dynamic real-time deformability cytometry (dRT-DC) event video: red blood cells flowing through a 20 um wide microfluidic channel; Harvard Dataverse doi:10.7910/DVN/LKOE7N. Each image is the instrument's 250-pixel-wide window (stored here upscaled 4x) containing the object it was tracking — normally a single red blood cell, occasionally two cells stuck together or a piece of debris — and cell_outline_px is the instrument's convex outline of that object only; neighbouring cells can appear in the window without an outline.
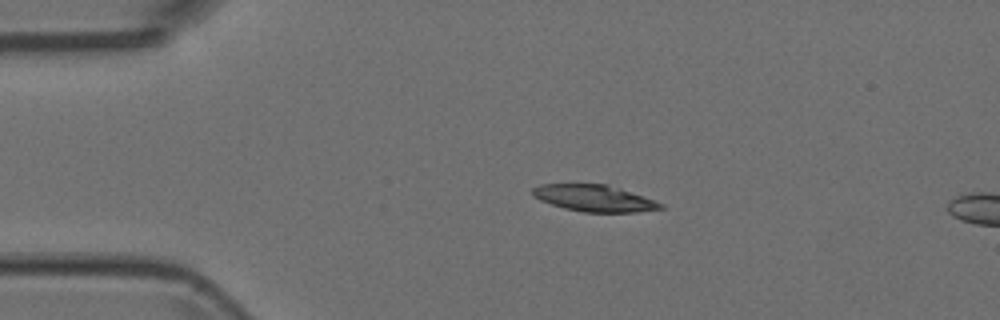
{"species": "Egyptian fruit bat (a non-hibernating species)", "species_latin": "Rousettus aegyptiacus", "temperature_condition": "room temperature", "stored_images_in_passage": 2, "camera_frame_rate_fps": 3000, "um_per_image_px": 0.085, "animal": {"sex": "female"}, "frame": {"image": 1, "passage_image": 2, "time_ms": 0.333, "image_size_px": [1000, 320], "cell_outline_px": [[664, 208], [636, 212], [584, 212], [564, 208], [540, 200], [532, 196], [532, 188], [540, 184], [604, 184], [620, 188], [664, 204]], "centroid_in_image_um": [50.48, 16.85], "position_along_channel_um": 34.5, "area_um2": 19.65}}